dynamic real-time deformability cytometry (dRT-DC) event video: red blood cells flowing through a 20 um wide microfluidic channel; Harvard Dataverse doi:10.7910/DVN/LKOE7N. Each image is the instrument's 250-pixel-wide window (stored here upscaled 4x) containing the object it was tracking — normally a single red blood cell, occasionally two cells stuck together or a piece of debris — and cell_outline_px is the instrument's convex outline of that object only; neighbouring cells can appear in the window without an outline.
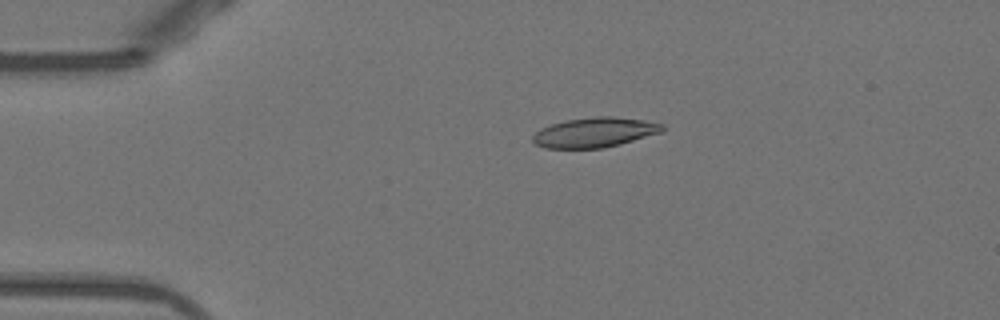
{"species": "Egyptian fruit bat (a non-hibernating species)", "species_latin": "Rousettus aegyptiacus", "temperature_condition": "warm", "stored_images_in_passage": 46, "camera_frame_rate_fps": 3000, "um_per_image_px": 0.085, "animal": {"sex": "female"}, "frame": {"image": 1, "passage_image": 5, "time_ms": 1.333, "image_size_px": [1000, 320], "cell_outline_px": [[664, 128], [660, 132], [620, 144], [604, 148], [544, 148], [536, 144], [532, 140], [532, 136], [540, 128], [564, 120], [596, 116], [612, 116], [644, 120], [664, 124]], "centroid_in_image_um": [50.52, 11.25], "position_along_channel_um": 34.5, "area_um2": 22.48}}
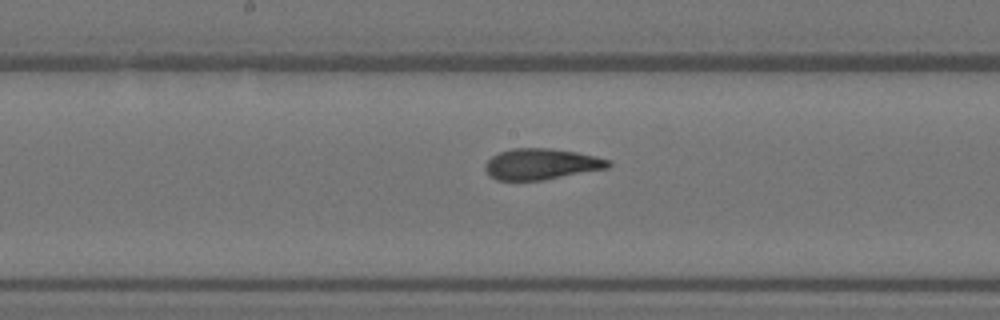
{"frame": {"image": 2, "passage_image": 21, "time_ms": 6.667, "image_size_px": [1000, 320], "cell_outline_px": [[612, 164], [608, 168], [544, 180], [496, 180], [488, 176], [484, 168], [484, 164], [492, 156], [500, 152], [512, 148], [552, 148], [576, 152], [596, 156], [612, 160]], "centroid_in_image_um": [46.01, 13.95], "position_along_channel_um": 202.2, "area_um2": 22.48}}
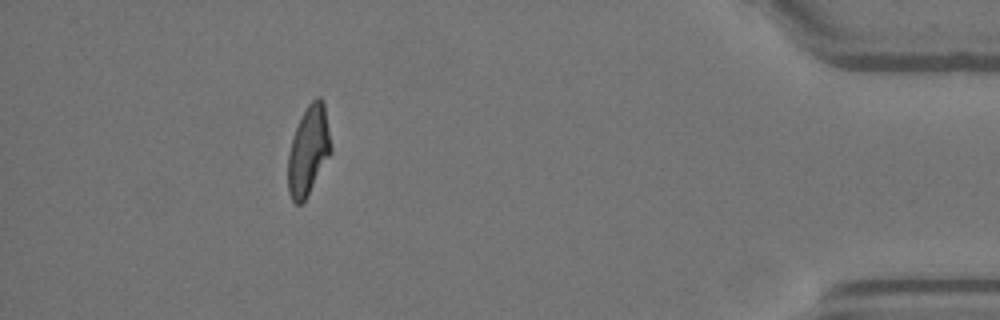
{"frame": {"image": 3, "passage_image": 41, "time_ms": 13.333, "image_size_px": [1000, 320], "cell_outline_px": [[332, 152], [304, 200], [300, 204], [296, 204], [292, 200], [288, 192], [288, 152], [296, 128], [308, 104], [316, 96], [320, 96], [324, 100], [332, 148]], "centroid_in_image_um": [26.23, 12.76], "position_along_channel_um": 409.0, "area_um2": 22.14}, "authors_computed_cell_mechanics": {"area_um2": 22.5131, "velocity_mm_per_s": 3.9126, "shape_relaxation_time_tau1_ms": null, "shape_relaxation_time_tau2_ms": 1.1274, "deformation_change_tau1": null, "deformation_change_tau2": 0.0709}}